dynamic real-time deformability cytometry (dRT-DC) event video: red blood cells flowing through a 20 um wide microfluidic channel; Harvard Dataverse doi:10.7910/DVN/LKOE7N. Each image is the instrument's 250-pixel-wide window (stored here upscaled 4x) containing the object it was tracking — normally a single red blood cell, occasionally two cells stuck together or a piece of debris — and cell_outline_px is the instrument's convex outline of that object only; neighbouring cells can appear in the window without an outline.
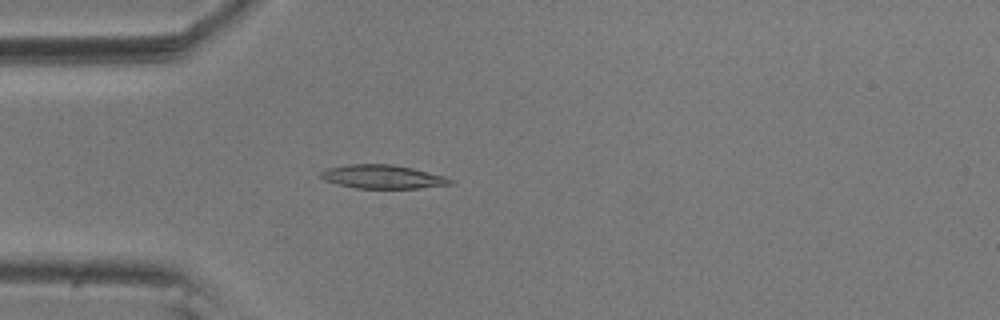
{"species": "common noctule bat (a hibernating species)", "species_latin": "Nyctalus noctula", "temperature_condition": "room temperature", "stored_images_in_passage": 54, "camera_frame_rate_fps": 3000, "um_per_image_px": 0.085, "animal": {"sex": "male", "body_mass_g": 20.5, "forearm_length_mm": 52.5}, "frame": {"image": 1, "passage_image": 14, "time_ms": 4.333, "image_size_px": [1000, 320], "cell_outline_px": [[456, 180], [452, 184], [416, 188], [356, 188], [336, 184], [324, 180], [320, 176], [320, 172], [328, 168], [348, 164], [392, 164], [412, 168], [444, 176]], "centroid_in_image_um": [32.51, 15.02], "position_along_channel_um": 52.5, "area_um2": 17.8}}
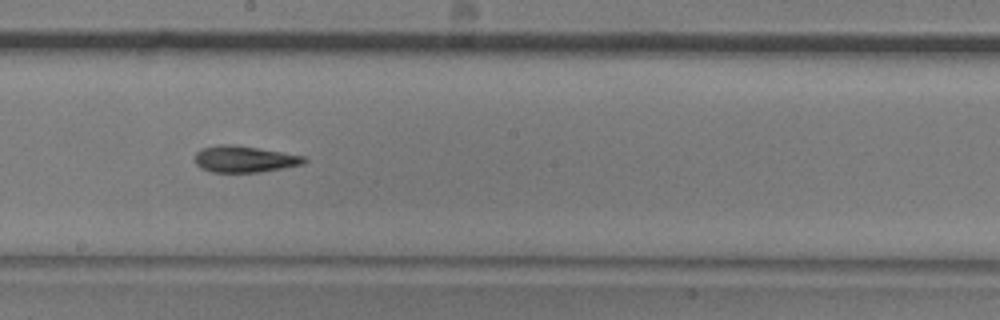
{"frame": {"image": 2, "passage_image": 29, "time_ms": 9.333, "image_size_px": [1000, 320], "cell_outline_px": [[308, 160], [304, 164], [260, 172], [212, 172], [200, 168], [196, 164], [196, 152], [200, 148], [220, 144], [228, 144], [256, 148], [304, 156]], "centroid_in_image_um": [20.75, 13.53], "position_along_channel_um": 227.4, "area_um2": 16.7}}
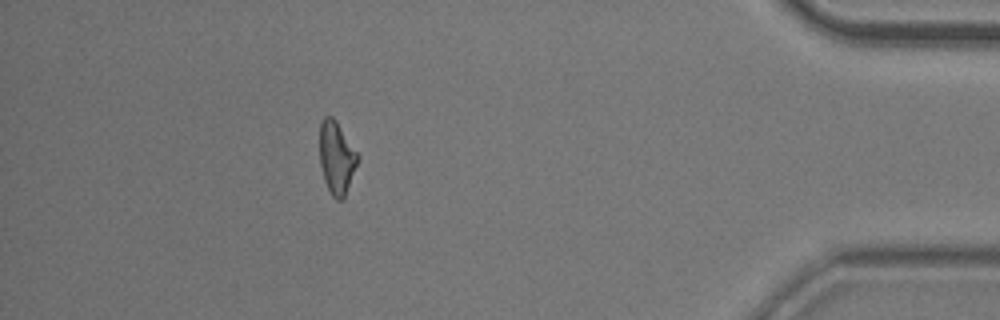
{"frame": {"image": 3, "passage_image": 48, "time_ms": 15.667, "image_size_px": [1000, 320], "cell_outline_px": [[360, 156], [344, 200], [336, 200], [332, 196], [324, 180], [320, 164], [320, 124], [324, 116], [332, 116], [336, 120]], "centroid_in_image_um": [28.62, 13.42], "position_along_channel_um": 406.6, "area_um2": 16.18}, "authors_computed_cell_mechanics": {"area_um2": 16.8198, "velocity_mm_per_s": 3.6297, "shape_relaxation_time_tau1_ms": 10.7341, "shape_relaxation_time_tau2_ms": 3.1939, "deformation_change_tau1": 0.2575, "deformation_change_tau2": 0.1224}}